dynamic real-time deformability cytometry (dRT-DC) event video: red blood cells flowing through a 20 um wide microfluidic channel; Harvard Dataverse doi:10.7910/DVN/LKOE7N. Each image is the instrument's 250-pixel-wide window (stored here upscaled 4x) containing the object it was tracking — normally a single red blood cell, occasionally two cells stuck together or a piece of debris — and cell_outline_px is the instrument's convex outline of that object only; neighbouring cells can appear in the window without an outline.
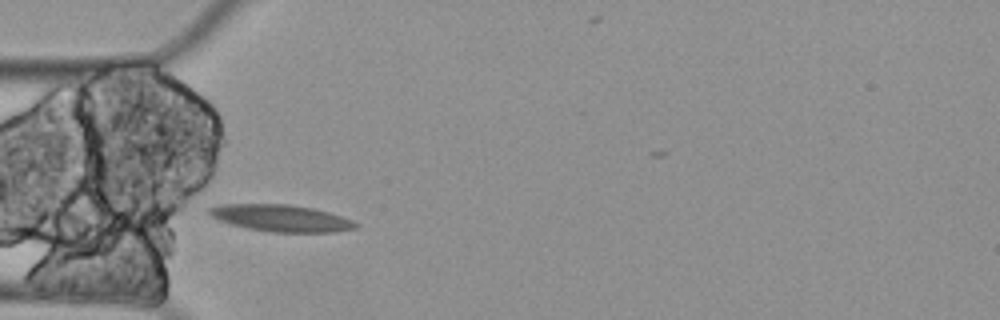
{"species": "Egyptian fruit bat (a non-hibernating species)", "species_latin": "Rousettus aegyptiacus", "temperature_condition": "cold", "stored_images_in_passage": 7, "camera_frame_rate_fps": 3000, "um_per_image_px": 0.085, "animal": {"sex": "female"}, "frame": {"image": 1, "passage_image": 3, "time_ms": 0.667, "image_size_px": [1000, 320], "cell_outline_px": [[360, 224], [356, 228], [332, 232], [268, 232], [248, 228], [232, 224], [208, 216], [204, 212], [204, 208], [216, 204], [288, 204], [312, 208], [328, 212], [352, 220]], "centroid_in_image_um": [23.79, 18.53], "position_along_channel_um": 61.2, "area_um2": 23.12}}
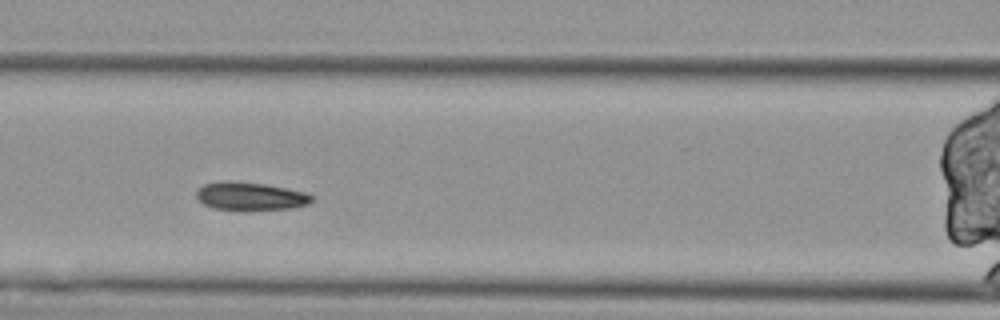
{"frame": {"image": 2, "passage_image": 5, "time_ms": 1.333, "image_size_px": [1000, 320], "cell_outline_px": [[312, 200], [308, 204], [292, 208], [244, 212], [212, 208], [204, 204], [196, 196], [196, 192], [204, 184], [264, 184], [288, 188], [304, 192], [312, 196]], "centroid_in_image_um": [21.35, 16.76], "position_along_channel_um": 145.3, "area_um2": 18.44}}
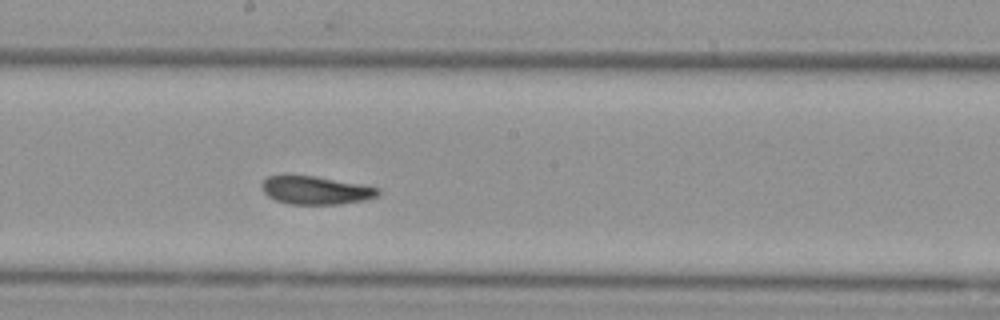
{"frame": {"image": 3, "passage_image": 7, "time_ms": 2.0, "image_size_px": [1000, 320], "cell_outline_px": [[380, 192], [376, 196], [364, 200], [336, 204], [288, 204], [276, 200], [268, 196], [264, 192], [260, 184], [268, 176], [312, 176], [360, 184], [380, 188]], "centroid_in_image_um": [26.82, 16.18], "position_along_channel_um": 221.4, "area_um2": 18.73}}